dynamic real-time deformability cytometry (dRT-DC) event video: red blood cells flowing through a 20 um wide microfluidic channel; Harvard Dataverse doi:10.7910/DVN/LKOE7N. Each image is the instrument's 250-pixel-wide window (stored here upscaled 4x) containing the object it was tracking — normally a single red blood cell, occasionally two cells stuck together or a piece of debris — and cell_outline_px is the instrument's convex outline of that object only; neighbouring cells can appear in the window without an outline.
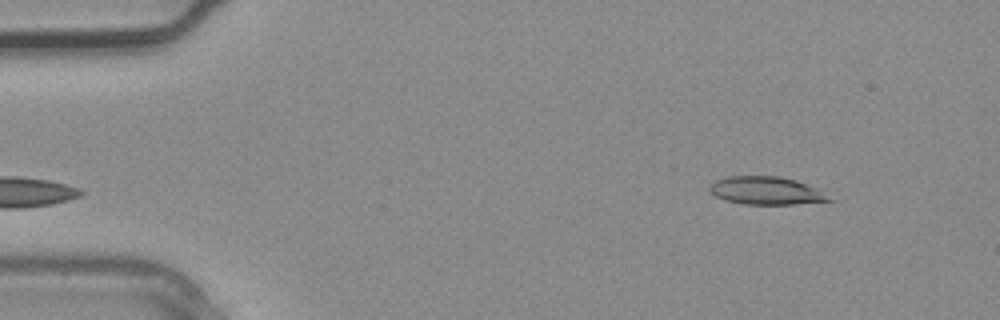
{"species": "common noctule bat (a hibernating species)", "species_latin": "Nyctalus noctula", "temperature_condition": "warm", "stored_images_in_passage": 2, "camera_frame_rate_fps": 3000, "um_per_image_px": 0.085, "animal": {"sex": "male", "body_mass_g": 20.4}, "frame": {"image": 1, "passage_image": 1, "time_ms": 0.0, "image_size_px": [1000, 320], "cell_outline_px": [[836, 200], [792, 204], [744, 204], [724, 200], [708, 192], [708, 188], [716, 180], [728, 176], [780, 176], [796, 180]], "centroid_in_image_um": [65.04, 16.21], "position_along_channel_um": 20.0, "area_um2": 19.13}}